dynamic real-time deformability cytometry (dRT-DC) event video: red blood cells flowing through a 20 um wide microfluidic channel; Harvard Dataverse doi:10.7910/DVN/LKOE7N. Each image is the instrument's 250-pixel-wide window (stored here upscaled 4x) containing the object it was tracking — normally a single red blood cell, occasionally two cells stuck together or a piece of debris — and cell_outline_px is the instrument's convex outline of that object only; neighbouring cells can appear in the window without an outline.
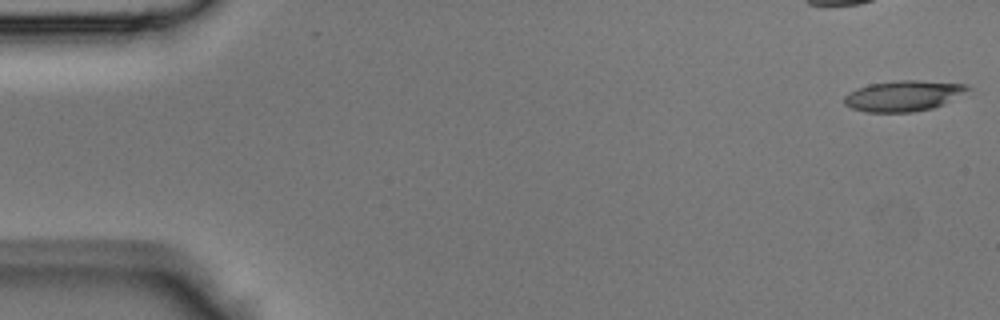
{"species": "Egyptian fruit bat (a non-hibernating species)", "species_latin": "Rousettus aegyptiacus", "temperature_condition": "room temperature", "stored_images_in_passage": 40, "camera_frame_rate_fps": 3000, "um_per_image_px": 0.085, "animal": {"sex": "male"}, "frame": {"image": 1, "passage_image": 1, "time_ms": 0.0, "image_size_px": [1000, 320], "cell_outline_px": [[972, 88], [944, 104], [932, 108], [912, 112], [864, 112], [852, 108], [844, 104], [844, 96], [848, 92], [856, 88], [868, 84], [900, 80], [916, 80], [968, 84]], "centroid_in_image_um": [76.77, 8.14], "position_along_channel_um": 8.2, "area_um2": 22.14}}